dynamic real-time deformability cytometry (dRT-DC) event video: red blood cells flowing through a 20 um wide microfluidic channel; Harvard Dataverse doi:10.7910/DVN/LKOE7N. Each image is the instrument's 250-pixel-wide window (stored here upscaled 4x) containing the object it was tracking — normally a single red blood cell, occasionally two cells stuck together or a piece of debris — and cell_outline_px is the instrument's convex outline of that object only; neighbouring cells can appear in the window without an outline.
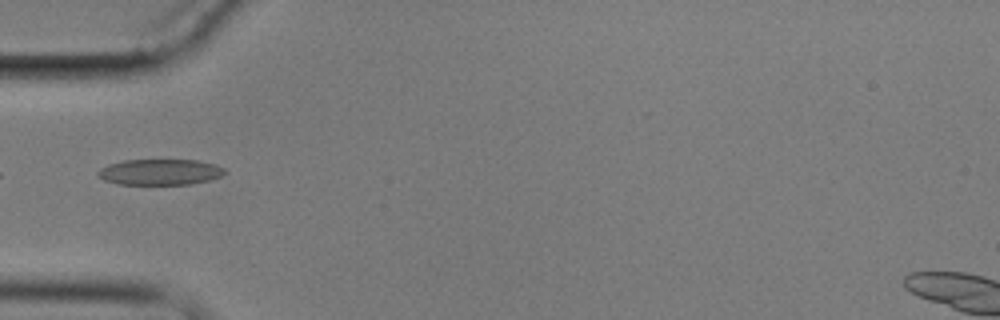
{"species": "common noctule bat (a hibernating species)", "species_latin": "Nyctalus noctula", "temperature_condition": "cold", "stored_images_in_passage": 10, "camera_frame_rate_fps": 3000, "um_per_image_px": 0.085, "animal": {"sex": "male", "body_mass_g": 17.9}, "frame": {"image": 1, "passage_image": 5, "time_ms": 5.667, "image_size_px": [1000, 320], "cell_outline_px": [[228, 172], [220, 176], [208, 180], [192, 184], [116, 184], [104, 180], [96, 176], [96, 172], [100, 168], [108, 164], [124, 160], [196, 160], [216, 164], [224, 168]], "centroid_in_image_um": [13.57, 14.62], "position_along_channel_um": 71.4, "area_um2": 19.25}}
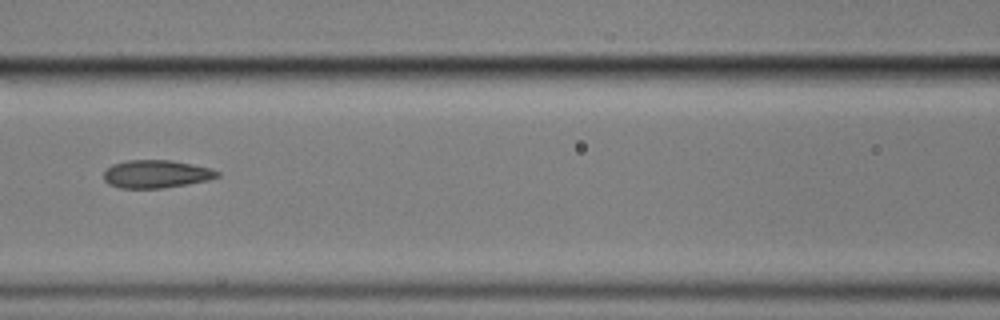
{"frame": {"image": 2, "passage_image": 7, "time_ms": 8.0, "image_size_px": [1000, 320], "cell_outline_px": [[220, 176], [208, 180], [188, 184], [160, 188], [120, 188], [108, 184], [104, 180], [104, 172], [112, 164], [128, 160], [172, 160], [212, 168], [220, 172]], "centroid_in_image_um": [13.29, 14.79], "position_along_channel_um": 153.3, "area_um2": 18.55}}
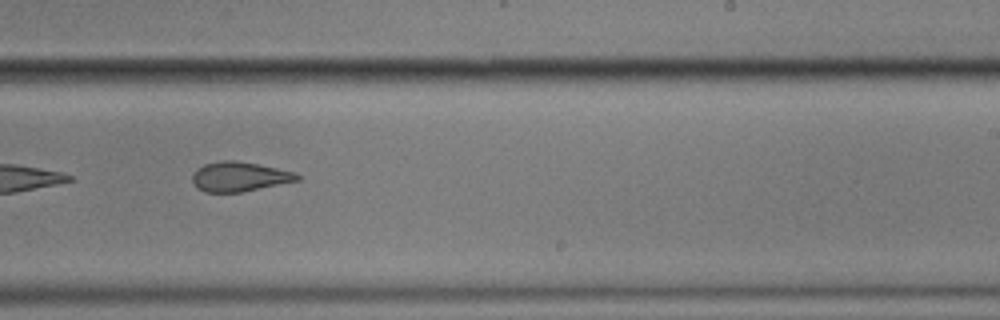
{"frame": {"image": 3, "passage_image": 10, "time_ms": 11.333, "image_size_px": [1000, 320], "cell_outline_px": [[300, 180], [240, 192], [204, 192], [196, 188], [192, 180], [192, 172], [196, 168], [204, 164], [220, 160], [236, 160], [296, 172], [300, 176]], "centroid_in_image_um": [20.3, 15.01], "position_along_channel_um": 268.7, "area_um2": 18.15}}